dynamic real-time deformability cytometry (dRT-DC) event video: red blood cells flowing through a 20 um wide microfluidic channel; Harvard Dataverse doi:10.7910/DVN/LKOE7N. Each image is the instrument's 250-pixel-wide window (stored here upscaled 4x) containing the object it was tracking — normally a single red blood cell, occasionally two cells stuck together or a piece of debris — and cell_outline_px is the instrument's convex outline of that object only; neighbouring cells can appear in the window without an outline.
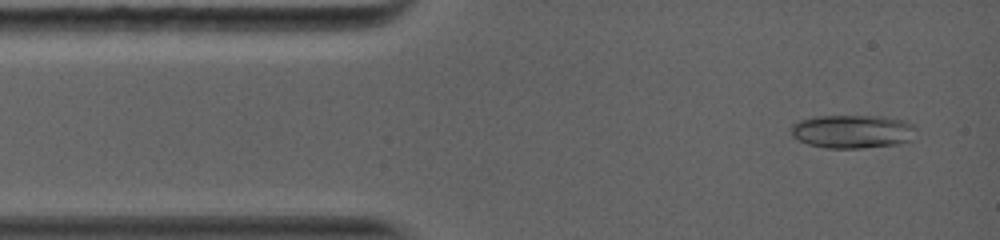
{"species": "common noctule bat (a hibernating species)", "species_latin": "Nyctalus noctula", "temperature_condition": "warm", "stored_images_in_passage": 6, "camera_frame_rate_fps": 5000, "um_per_image_px": 0.085, "animal": {"sex": "female", "body_mass_g": 19.0, "forearm_length_mm": 56.7}, "frame": {"image": 1, "passage_image": 1, "time_ms": 0.0, "image_size_px": [1000, 240], "cell_outline_px": [[916, 128], [912, 140], [896, 144], [860, 148], [824, 148], [808, 144], [792, 136], [792, 124], [800, 120], [816, 116], [880, 116], [904, 120], [912, 124]], "centroid_in_image_um": [72.47, 11.17], "position_along_channel_um": 12.5, "area_um2": 24.33}}
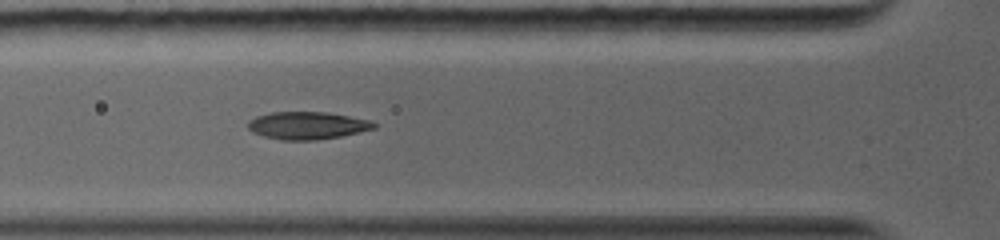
{"frame": {"image": 2, "passage_image": 5, "time_ms": 3.4, "image_size_px": [1000, 240], "cell_outline_px": [[376, 128], [360, 132], [340, 136], [316, 140], [280, 140], [264, 136], [252, 132], [248, 128], [248, 120], [256, 116], [272, 112], [328, 112], [368, 120], [376, 124]], "centroid_in_image_um": [26.09, 10.67], "position_along_channel_um": 99.7, "area_um2": 20.17}}
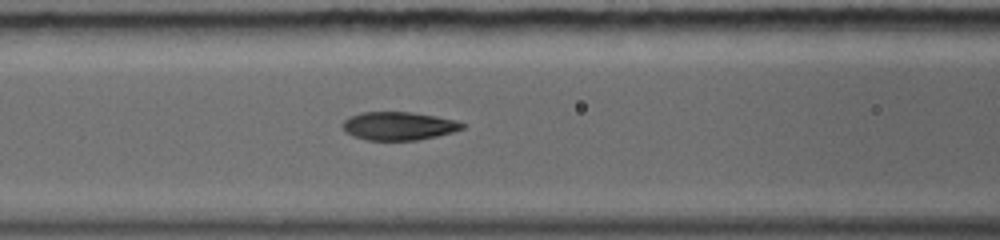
{"frame": {"image": 3, "passage_image": 6, "time_ms": 4.2, "image_size_px": [1000, 240], "cell_outline_px": [[464, 128], [452, 132], [436, 136], [416, 140], [364, 140], [352, 136], [344, 128], [344, 120], [348, 116], [360, 112], [412, 112], [436, 116], [456, 120], [464, 124]], "centroid_in_image_um": [33.88, 10.7], "position_along_channel_um": 132.7, "area_um2": 19.65}}